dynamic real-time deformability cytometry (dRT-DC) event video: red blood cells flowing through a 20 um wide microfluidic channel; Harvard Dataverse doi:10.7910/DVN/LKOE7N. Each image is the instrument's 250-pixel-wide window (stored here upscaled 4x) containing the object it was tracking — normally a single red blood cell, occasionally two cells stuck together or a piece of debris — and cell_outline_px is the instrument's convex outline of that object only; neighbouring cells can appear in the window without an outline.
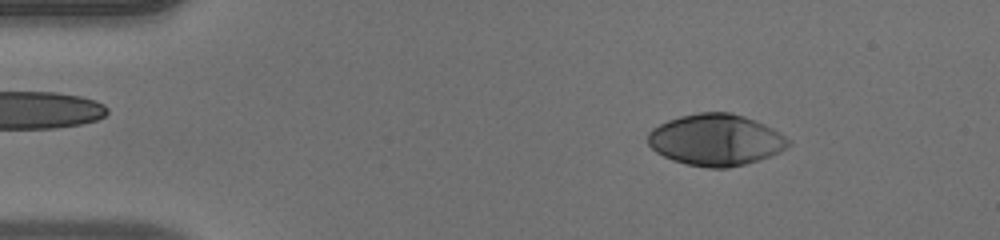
{"species": "human", "species_latin": "Homo sapiens", "temperature_condition": "warm", "stored_images_in_passage": 50, "camera_frame_rate_fps": 3000, "um_per_image_px": 0.085, "donor": {"sex": "male"}, "frame": {"image": 1, "passage_image": 7, "time_ms": 2.0, "image_size_px": [1000, 240], "cell_outline_px": [[792, 144], [780, 152], [772, 156], [760, 160], [728, 168], [708, 168], [688, 164], [672, 160], [656, 152], [648, 144], [648, 132], [652, 128], [668, 120], [680, 116], [700, 112], [728, 112], [744, 116], [764, 124], [772, 128], [784, 136]], "centroid_in_image_um": [60.85, 11.9], "position_along_channel_um": 24.2, "area_um2": 42.14}}
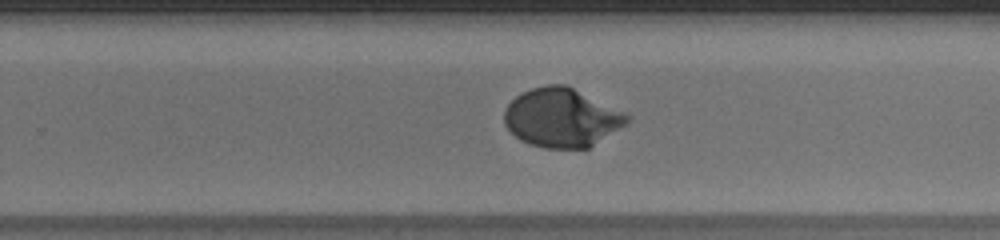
{"frame": {"image": 2, "passage_image": 32, "time_ms": 10.333, "image_size_px": [1000, 240], "cell_outline_px": [[628, 124], [588, 148], [544, 148], [520, 140], [504, 124], [504, 112], [508, 104], [516, 96], [532, 88], [548, 84], [564, 84], [624, 112], [628, 116]], "centroid_in_image_um": [47.73, 10.01], "position_along_channel_um": 282.1, "area_um2": 41.62}}
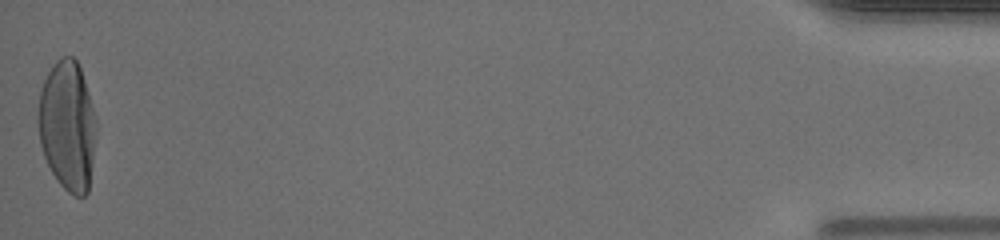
{"frame": {"image": 3, "passage_image": 50, "time_ms": 16.333, "image_size_px": [1000, 240], "cell_outline_px": [[96, 132], [88, 192], [84, 196], [72, 196], [60, 184], [52, 172], [44, 156], [40, 144], [36, 120], [36, 116], [40, 92], [44, 80], [48, 72], [56, 60], [60, 56], [72, 56], [76, 60], [80, 68], [96, 116]], "centroid_in_image_um": [5.71, 10.68], "position_along_channel_um": 429.5, "area_um2": 44.16}, "authors_computed_cell_mechanics": {"area_um2": 41.616, "velocity_mm_per_s": 4.0384, "shape_relaxation_time_tau1_ms": 4.1964, "shape_relaxation_time_tau2_ms": null, "deformation_change_tau1": 0.2486, "deformation_change_tau2": null}}